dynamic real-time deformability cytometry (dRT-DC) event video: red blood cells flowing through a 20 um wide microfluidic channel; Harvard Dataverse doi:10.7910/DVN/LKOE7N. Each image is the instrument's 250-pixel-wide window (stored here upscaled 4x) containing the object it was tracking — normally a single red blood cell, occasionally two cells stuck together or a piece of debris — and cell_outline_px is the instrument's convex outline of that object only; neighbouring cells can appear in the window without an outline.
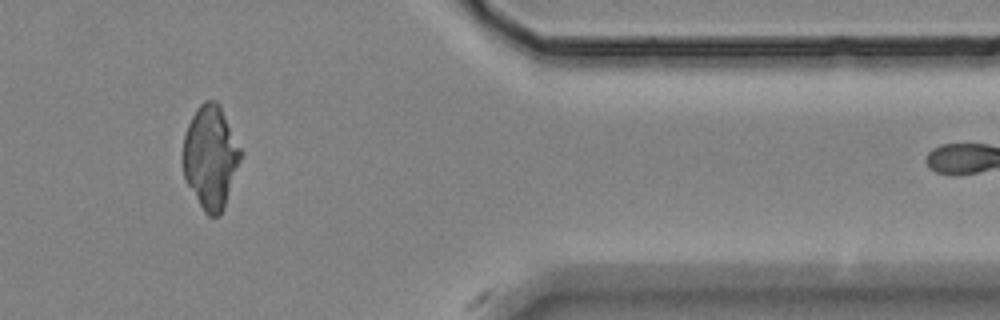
{"species": "Egyptian fruit bat (a non-hibernating species)", "species_latin": "Rousettus aegyptiacus", "temperature_condition": "room temperature", "stored_images_in_passage": 29, "segment_of_instrument_passage": [2, 2], "camera_frame_rate_fps": 3000, "um_per_image_px": 0.085, "animal": {"sex": "female"}, "frame": {"image": 1, "passage_image": 26, "time_ms": 8.333, "image_size_px": [1000, 320], "cell_outline_px": [[244, 152], [224, 208], [220, 216], [208, 216], [204, 212], [184, 180], [184, 136], [188, 124], [196, 108], [204, 100], [216, 100], [220, 104]], "centroid_in_image_um": [17.93, 13.34], "position_along_channel_um": 393.5, "area_um2": 35.08}}